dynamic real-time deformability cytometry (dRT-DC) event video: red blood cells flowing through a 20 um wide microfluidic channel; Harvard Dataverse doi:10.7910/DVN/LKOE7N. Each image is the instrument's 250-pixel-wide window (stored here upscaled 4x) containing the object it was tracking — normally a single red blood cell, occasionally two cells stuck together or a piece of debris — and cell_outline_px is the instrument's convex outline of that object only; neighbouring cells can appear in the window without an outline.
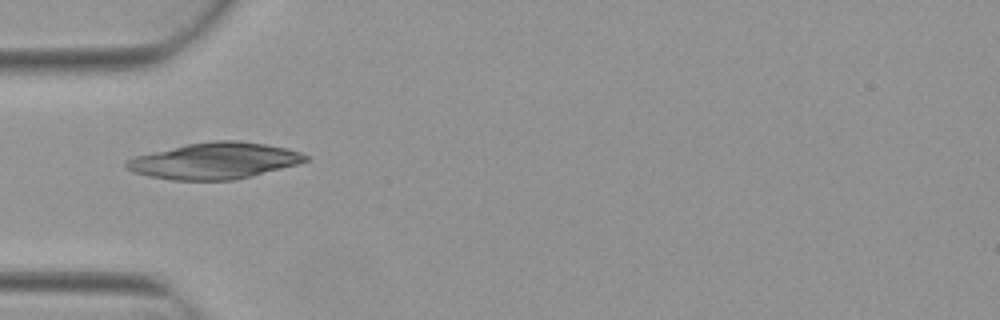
{"species": "Egyptian fruit bat (a non-hibernating species)", "species_latin": "Rousettus aegyptiacus", "temperature_condition": "warm", "stored_images_in_passage": 6, "camera_frame_rate_fps": 3000, "um_per_image_px": 0.085, "animal": {"sex": "female"}, "frame": {"image": 1, "passage_image": 4, "time_ms": 1.0, "image_size_px": [1000, 320], "cell_outline_px": [[308, 160], [296, 164], [252, 176], [232, 180], [172, 180], [148, 176], [132, 172], [124, 164], [128, 160], [136, 156], [188, 144], [212, 140], [236, 140], [264, 144], [284, 148], [300, 152], [308, 156]], "centroid_in_image_um": [18.23, 13.67], "position_along_channel_um": 66.8, "area_um2": 37.4}}
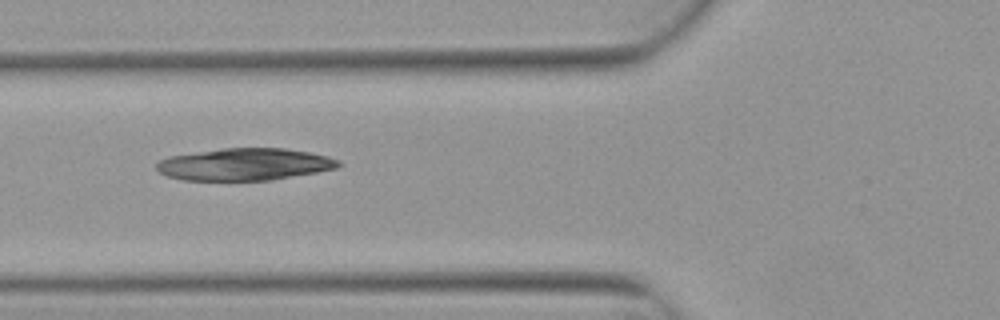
{"frame": {"image": 2, "passage_image": 5, "time_ms": 1.333, "image_size_px": [1000, 320], "cell_outline_px": [[340, 164], [336, 168], [316, 172], [268, 180], [184, 180], [168, 176], [160, 172], [156, 168], [156, 164], [160, 160], [168, 156], [224, 148], [284, 148], [308, 152], [328, 156], [340, 160]], "centroid_in_image_um": [20.78, 13.96], "position_along_channel_um": 105.0, "area_um2": 33.76}}
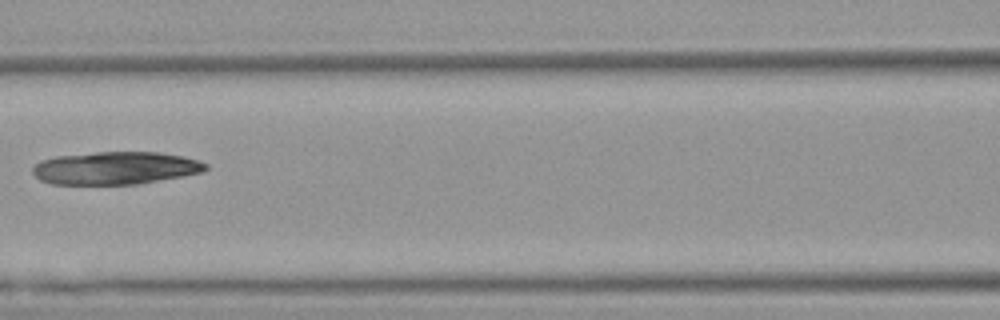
{"frame": {"image": 3, "passage_image": 6, "time_ms": 1.667, "image_size_px": [1000, 320], "cell_outline_px": [[208, 168], [200, 172], [184, 176], [140, 184], [52, 184], [40, 180], [32, 172], [32, 168], [40, 160], [56, 156], [96, 152], [160, 152], [184, 156], [208, 164]], "centroid_in_image_um": [9.81, 14.28], "position_along_channel_um": 156.8, "area_um2": 33.12}}